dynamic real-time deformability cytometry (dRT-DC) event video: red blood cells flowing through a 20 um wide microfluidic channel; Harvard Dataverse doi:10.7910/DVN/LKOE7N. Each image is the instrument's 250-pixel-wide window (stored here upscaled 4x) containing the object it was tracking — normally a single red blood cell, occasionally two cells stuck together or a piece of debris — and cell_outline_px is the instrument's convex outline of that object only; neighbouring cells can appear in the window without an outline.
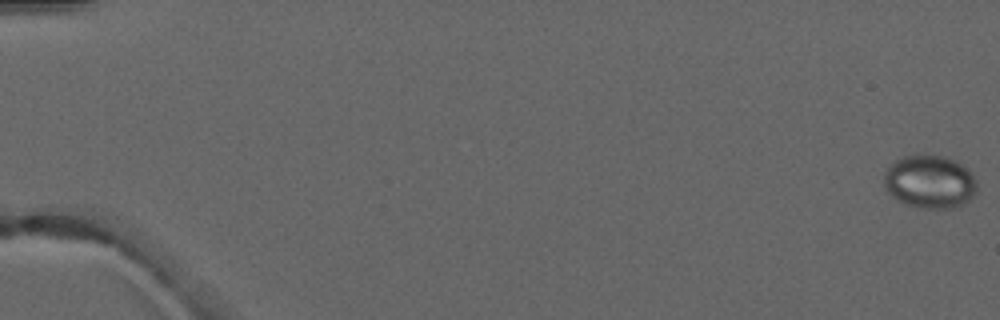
{"species": "common noctule bat (a hibernating species)", "species_latin": "Nyctalus noctula", "temperature_condition": "warm", "stored_images_in_passage": 7, "camera_frame_rate_fps": 3000, "um_per_image_px": 0.085, "animal": {"sex": "male", "forearm_length_mm": 52.5}, "frame": {"image": 1, "passage_image": 1, "time_ms": 0.0, "image_size_px": [1000, 320], "cell_outline_px": [[976, 192], [964, 204], [956, 208], [920, 208], [896, 200], [884, 188], [884, 172], [888, 164], [904, 156], [916, 152], [944, 156], [956, 160], [968, 168], [976, 180]], "centroid_in_image_um": [79.01, 15.41], "position_along_channel_um": 6.0, "area_um2": 29.54}}
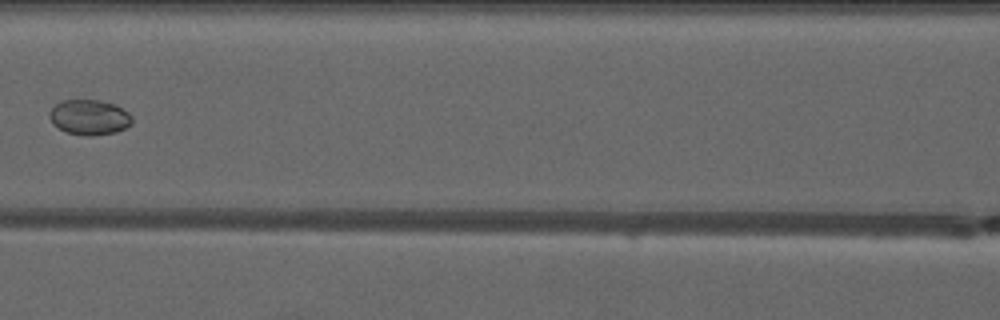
{"frame": {"image": 2, "passage_image": 6, "time_ms": 8.0, "image_size_px": [1000, 320], "cell_outline_px": [[132, 124], [116, 132], [92, 136], [88, 136], [64, 132], [52, 124], [48, 116], [48, 112], [60, 100], [100, 100], [116, 104], [128, 112], [132, 116]], "centroid_in_image_um": [7.57, 9.96], "position_along_channel_um": 159.0, "area_um2": 17.22}}
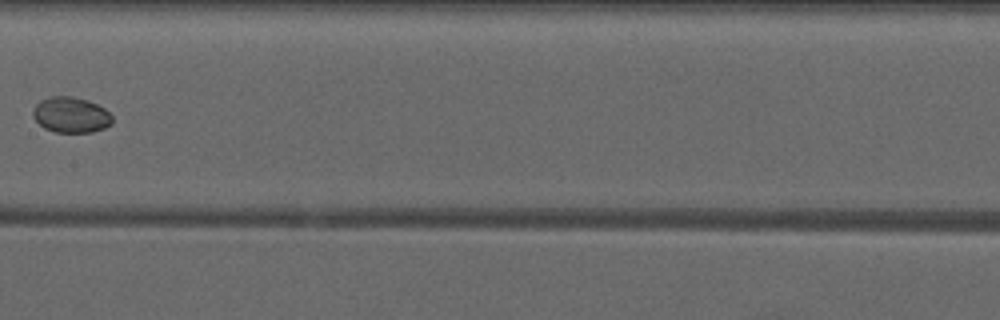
{"frame": {"image": 3, "passage_image": 7, "time_ms": 9.0, "image_size_px": [1000, 320], "cell_outline_px": [[112, 124], [104, 128], [92, 132], [56, 132], [44, 128], [32, 116], [32, 112], [36, 104], [40, 100], [48, 96], [72, 96], [88, 100], [104, 108], [112, 116]], "centroid_in_image_um": [6.02, 9.75], "position_along_channel_um": 201.4, "area_um2": 16.53}}